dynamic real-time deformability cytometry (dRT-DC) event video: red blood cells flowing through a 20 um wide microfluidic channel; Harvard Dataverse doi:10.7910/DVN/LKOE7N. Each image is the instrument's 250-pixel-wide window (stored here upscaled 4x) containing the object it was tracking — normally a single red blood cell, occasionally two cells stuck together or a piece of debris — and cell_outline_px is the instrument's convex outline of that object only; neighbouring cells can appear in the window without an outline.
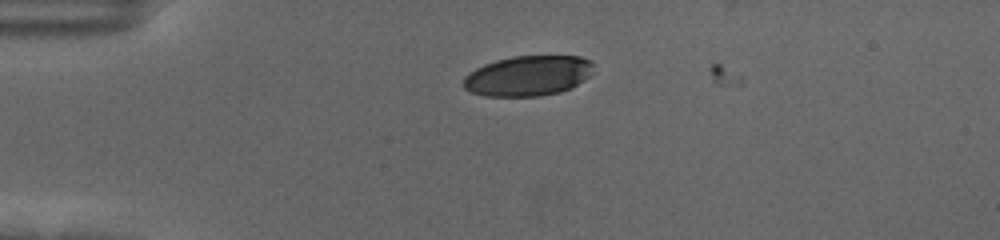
{"species": "human", "species_latin": "Homo sapiens", "temperature_condition": "cold", "stored_images_in_passage": 4, "camera_frame_rate_fps": 3000, "um_per_image_px": 0.085, "donor": {"sex": "female"}, "frame": {"image": 1, "passage_image": 3, "time_ms": 0.667, "image_size_px": [1000, 240], "cell_outline_px": [[592, 64], [588, 76], [584, 80], [572, 88], [560, 92], [540, 96], [484, 96], [472, 92], [464, 88], [464, 76], [468, 72], [484, 64], [496, 60], [512, 56], [580, 56], [592, 60]], "centroid_in_image_um": [44.86, 6.44], "position_along_channel_um": 40.1, "area_um2": 30.52}}